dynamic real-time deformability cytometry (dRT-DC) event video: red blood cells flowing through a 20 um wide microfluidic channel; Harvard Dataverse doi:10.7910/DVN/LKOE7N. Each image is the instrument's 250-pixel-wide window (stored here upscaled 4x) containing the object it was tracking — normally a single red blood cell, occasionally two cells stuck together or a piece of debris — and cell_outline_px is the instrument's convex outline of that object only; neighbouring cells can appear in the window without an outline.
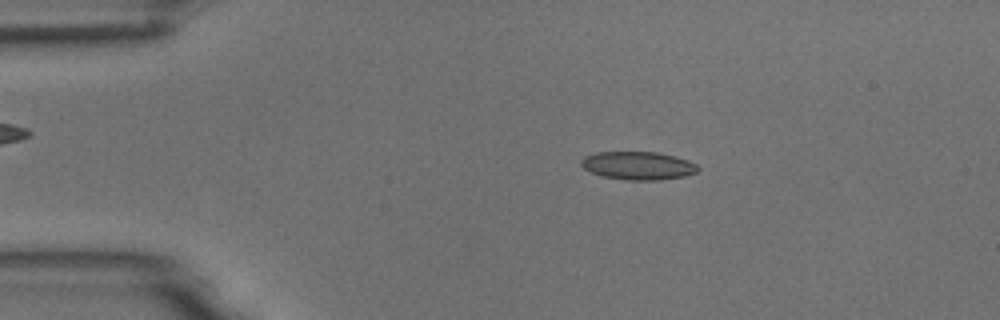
{"species": "common noctule bat (a hibernating species)", "species_latin": "Nyctalus noctula", "temperature_condition": "room temperature", "stored_images_in_passage": 54, "camera_frame_rate_fps": 3000, "um_per_image_px": 0.085, "animal": {"sex": "male", "body_mass_g": 18.8}, "frame": {"image": 1, "passage_image": 10, "time_ms": 3.0, "image_size_px": [1000, 320], "cell_outline_px": [[700, 168], [696, 172], [684, 176], [656, 180], [628, 180], [604, 176], [592, 172], [584, 168], [580, 164], [580, 160], [584, 156], [596, 152], [656, 152], [676, 156], [688, 160], [696, 164]], "centroid_in_image_um": [54.24, 14.07], "position_along_channel_um": 30.8, "area_um2": 19.07}}
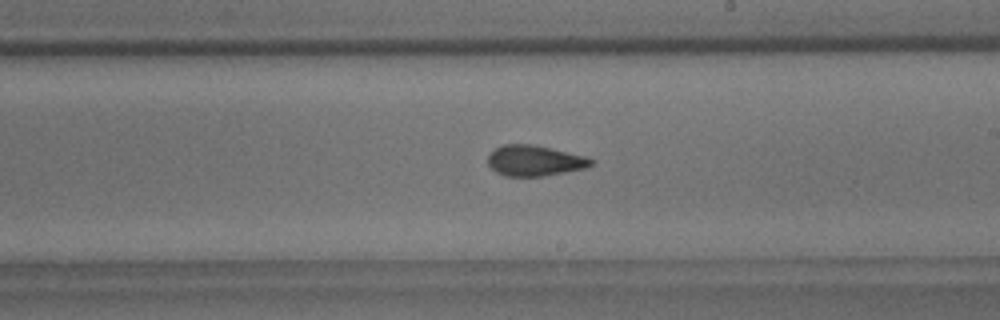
{"frame": {"image": 2, "passage_image": 31, "time_ms": 10.0, "image_size_px": [1000, 320], "cell_outline_px": [[596, 164], [584, 168], [544, 176], [504, 176], [496, 172], [488, 164], [488, 156], [496, 148], [504, 144], [532, 144], [584, 156], [596, 160]], "centroid_in_image_um": [45.46, 13.66], "position_along_channel_um": 243.5, "area_um2": 18.32}}
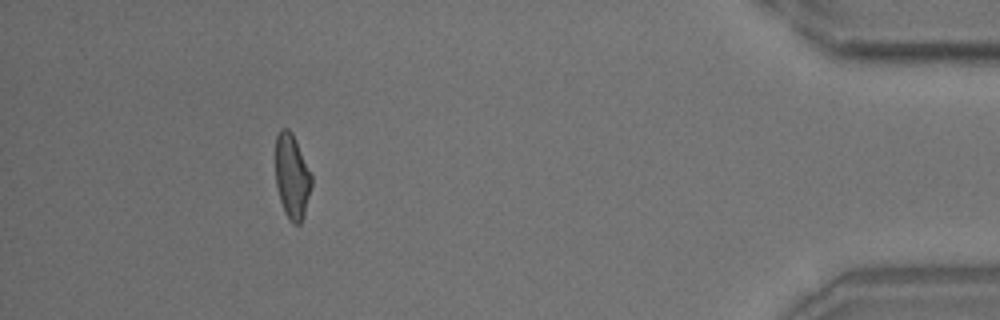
{"frame": {"image": 3, "passage_image": 49, "time_ms": 16.0, "image_size_px": [1000, 320], "cell_outline_px": [[312, 184], [304, 216], [300, 224], [292, 224], [288, 220], [284, 212], [280, 200], [276, 184], [276, 136], [280, 128], [288, 128], [292, 132], [296, 140], [312, 176]], "centroid_in_image_um": [24.82, 15.01], "position_along_channel_um": 410.4, "area_um2": 17.86}, "authors_computed_cell_mechanics": {"area_um2": 18.6116, "velocity_mm_per_s": 3.7297, "shape_relaxation_time_tau1_ms": 4.5743, "shape_relaxation_time_tau2_ms": 1.4586, "deformation_change_tau1": 0.1467, "deformation_change_tau2": 0.0819}}